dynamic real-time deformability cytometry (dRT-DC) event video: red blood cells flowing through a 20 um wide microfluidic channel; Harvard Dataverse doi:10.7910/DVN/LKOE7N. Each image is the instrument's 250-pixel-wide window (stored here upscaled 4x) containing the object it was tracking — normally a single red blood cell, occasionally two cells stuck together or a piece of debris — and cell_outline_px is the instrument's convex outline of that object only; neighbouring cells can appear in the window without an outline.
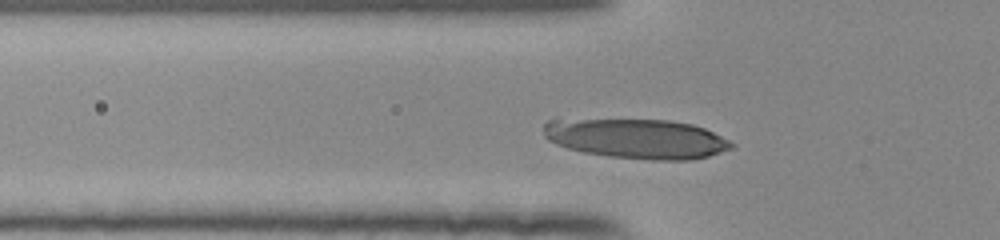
{"species": "human", "species_latin": "Homo sapiens", "temperature_condition": "room temperature", "stored_images_in_passage": 34, "camera_frame_rate_fps": 3000, "um_per_image_px": 0.085, "donor": {"sex": "female"}, "frame": {"image": 1, "passage_image": 8, "time_ms": 2.333, "image_size_px": [1000, 240], "cell_outline_px": [[736, 144], [732, 148], [708, 156], [692, 160], [648, 160], [608, 156], [584, 152], [568, 148], [556, 144], [548, 140], [544, 136], [544, 124], [548, 120], [556, 116], [668, 120], [692, 124], [704, 128]], "centroid_in_image_um": [53.99, 11.73], "position_along_channel_um": 71.8, "area_um2": 44.91}}
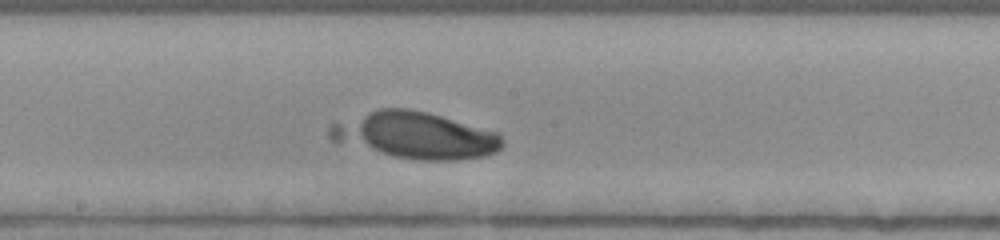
{"frame": {"image": 2, "passage_image": 19, "time_ms": 6.0, "image_size_px": [1000, 240], "cell_outline_px": [[504, 148], [496, 152], [484, 156], [456, 160], [420, 160], [392, 156], [340, 144], [332, 140], [328, 136], [328, 128], [332, 124], [380, 108], [408, 108], [428, 112], [500, 132], [504, 140]], "centroid_in_image_um": [35.34, 11.51], "position_along_channel_um": 212.9, "area_um2": 47.11}}
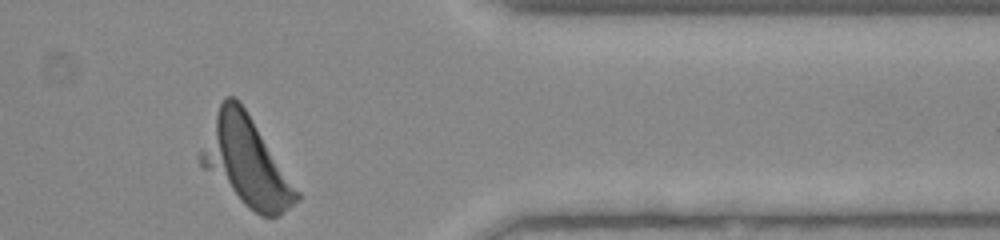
{"frame": {"image": 3, "passage_image": 34, "time_ms": 11.0, "image_size_px": [1000, 240], "cell_outline_px": [[300, 200], [280, 216], [260, 216], [248, 208], [204, 168], [200, 164], [200, 152], [220, 104], [224, 96], [232, 96], [244, 108], [300, 192]], "centroid_in_image_um": [20.97, 13.8], "position_along_channel_um": 390.4, "area_um2": 47.74}}